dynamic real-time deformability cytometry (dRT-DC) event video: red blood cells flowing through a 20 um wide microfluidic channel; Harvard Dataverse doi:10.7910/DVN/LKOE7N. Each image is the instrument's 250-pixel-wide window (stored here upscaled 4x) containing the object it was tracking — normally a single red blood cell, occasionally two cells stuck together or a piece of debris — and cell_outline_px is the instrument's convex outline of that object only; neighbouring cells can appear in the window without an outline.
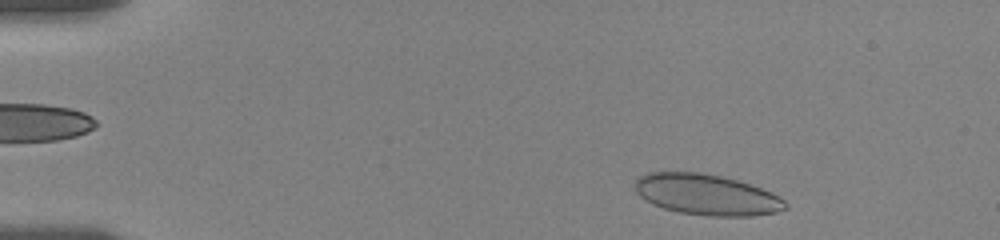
{"species": "human", "species_latin": "Homo sapiens", "temperature_condition": "room temperature", "stored_images_in_passage": 51, "camera_frame_rate_fps": 3000, "um_per_image_px": 0.085, "donor": {"sex": "female"}, "frame": {"image": 1, "passage_image": 3, "time_ms": 0.667, "image_size_px": [1000, 240], "cell_outline_px": [[788, 208], [776, 212], [752, 216], [708, 216], [680, 212], [664, 208], [652, 204], [640, 196], [636, 192], [636, 180], [640, 176], [648, 172], [700, 172], [720, 176], [736, 180], [760, 188], [784, 200], [788, 204]], "centroid_in_image_um": [60.04, 16.55], "position_along_channel_um": 25.0, "area_um2": 35.43}}
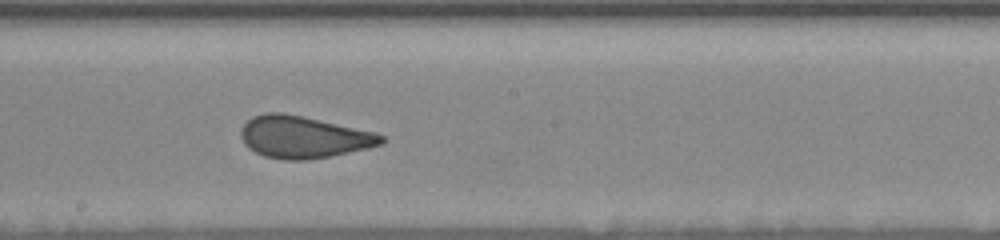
{"frame": {"image": 2, "passage_image": 27, "time_ms": 8.667, "image_size_px": [1000, 240], "cell_outline_px": [[384, 144], [368, 148], [332, 156], [308, 160], [284, 160], [264, 156], [248, 148], [244, 144], [240, 136], [240, 128], [252, 116], [264, 112], [284, 112], [304, 116], [376, 132], [384, 136]], "centroid_in_image_um": [25.79, 11.64], "position_along_channel_um": 222.4, "area_um2": 34.85}}
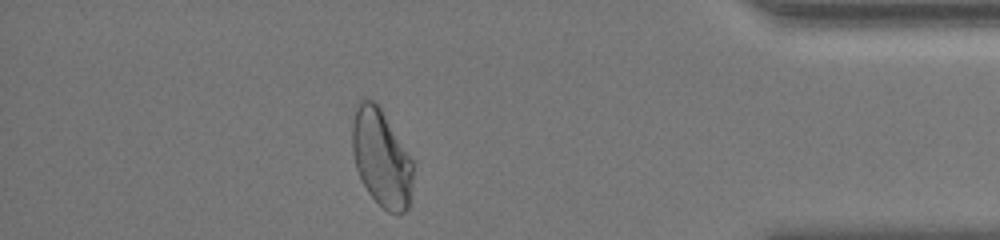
{"frame": {"image": 3, "passage_image": 45, "time_ms": 14.667, "image_size_px": [1000, 240], "cell_outline_px": [[416, 164], [412, 188], [408, 208], [404, 212], [388, 212], [368, 192], [356, 168], [352, 152], [352, 124], [356, 100], [364, 96], [372, 100], [380, 108]], "centroid_in_image_um": [32.42, 13.38], "position_along_channel_um": 402.8, "area_um2": 34.85}}